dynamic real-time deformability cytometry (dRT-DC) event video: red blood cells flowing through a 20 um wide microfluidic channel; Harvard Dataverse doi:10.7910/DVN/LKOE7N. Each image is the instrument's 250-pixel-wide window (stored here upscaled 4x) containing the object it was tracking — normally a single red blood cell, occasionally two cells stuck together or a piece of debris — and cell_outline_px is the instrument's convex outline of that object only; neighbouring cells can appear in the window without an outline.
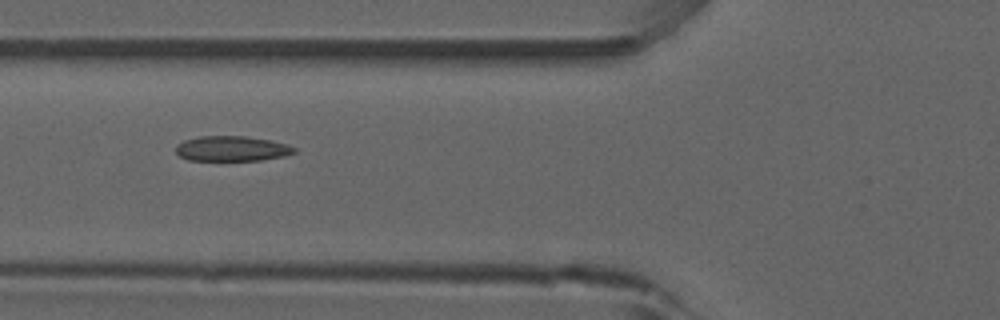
{"species": "common noctule bat (a hibernating species)", "species_latin": "Nyctalus noctula", "temperature_condition": "room temperature", "stored_images_in_passage": 47, "camera_frame_rate_fps": 3000, "um_per_image_px": 0.085, "animal": {"sex": "male", "forearm_length_mm": 52.5}, "frame": {"image": 1, "passage_image": 14, "time_ms": 4.333, "image_size_px": [1000, 320], "cell_outline_px": [[296, 152], [284, 156], [260, 160], [188, 160], [180, 156], [176, 152], [176, 144], [184, 140], [200, 136], [244, 136], [268, 140], [284, 144], [296, 148]], "centroid_in_image_um": [19.67, 12.63], "position_along_channel_um": 106.1, "area_um2": 17.17}}
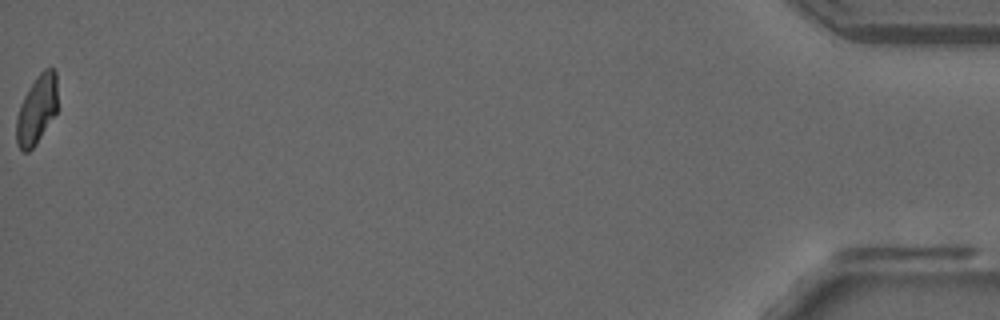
{"frame": {"image": 2, "passage_image": 47, "time_ms": 15.333, "image_size_px": [1000, 320], "cell_outline_px": [[56, 112], [36, 144], [28, 152], [24, 152], [16, 144], [16, 116], [20, 104], [28, 88], [36, 76], [44, 68], [56, 68]], "centroid_in_image_um": [3.1, 9.3], "position_along_channel_um": 432.1, "area_um2": 16.47}, "authors_computed_cell_mechanics": {"area_um2": 17.5134, "velocity_mm_per_s": 3.8909, "shape_relaxation_time_tau1_ms": null, "shape_relaxation_time_tau2_ms": 3.0131, "deformation_change_tau1": null, "deformation_change_tau2": 0.0731}}